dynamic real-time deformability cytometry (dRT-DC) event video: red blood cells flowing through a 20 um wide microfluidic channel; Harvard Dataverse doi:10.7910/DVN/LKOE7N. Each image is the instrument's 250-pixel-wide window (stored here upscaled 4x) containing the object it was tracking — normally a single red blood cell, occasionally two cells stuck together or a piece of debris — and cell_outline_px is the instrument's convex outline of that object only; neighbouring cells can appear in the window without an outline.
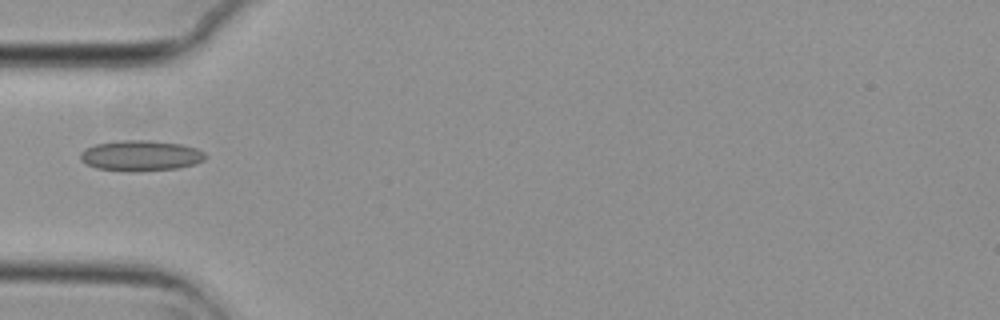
{"species": "common noctule bat (a hibernating species)", "species_latin": "Nyctalus noctula", "temperature_condition": "cold", "stored_images_in_passage": 36, "camera_frame_rate_fps": 3000, "um_per_image_px": 0.085, "animal": {"sex": "female", "body_mass_g": 29.2, "forearm_length_mm": 56.3}, "frame": {"image": 1, "passage_image": 1, "time_ms": 0.0, "image_size_px": [1000, 320], "cell_outline_px": [[208, 156], [204, 160], [196, 164], [176, 168], [136, 172], [132, 172], [96, 168], [80, 160], [80, 152], [84, 148], [96, 144], [120, 140], [148, 140], [180, 144], [196, 148], [204, 152]], "centroid_in_image_um": [11.96, 13.23], "position_along_channel_um": 73.0, "area_um2": 22.43}}
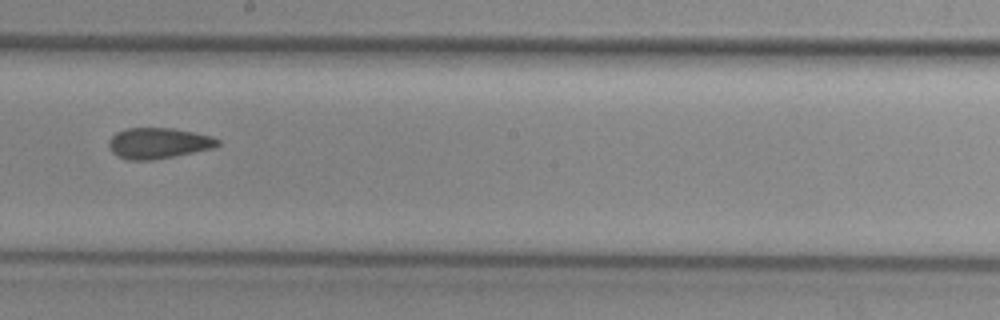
{"frame": {"image": 2, "passage_image": 14, "time_ms": 4.333, "image_size_px": [1000, 320], "cell_outline_px": [[220, 144], [212, 148], [152, 160], [128, 160], [116, 156], [112, 152], [108, 144], [108, 140], [116, 132], [124, 128], [172, 128], [212, 136], [220, 140]], "centroid_in_image_um": [13.41, 12.16], "position_along_channel_um": 234.8, "area_um2": 19.48}}
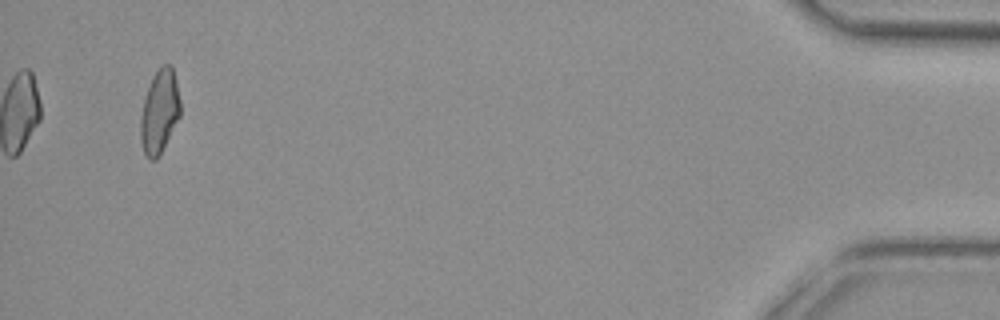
{"frame": {"image": 3, "passage_image": 36, "time_ms": 11.667, "image_size_px": [1000, 320], "cell_outline_px": [[180, 116], [156, 160], [148, 160], [144, 152], [140, 140], [140, 116], [144, 100], [152, 76], [164, 64], [172, 64], [176, 80], [180, 100]], "centroid_in_image_um": [13.55, 9.48], "position_along_channel_um": 421.6, "area_um2": 19.25}}